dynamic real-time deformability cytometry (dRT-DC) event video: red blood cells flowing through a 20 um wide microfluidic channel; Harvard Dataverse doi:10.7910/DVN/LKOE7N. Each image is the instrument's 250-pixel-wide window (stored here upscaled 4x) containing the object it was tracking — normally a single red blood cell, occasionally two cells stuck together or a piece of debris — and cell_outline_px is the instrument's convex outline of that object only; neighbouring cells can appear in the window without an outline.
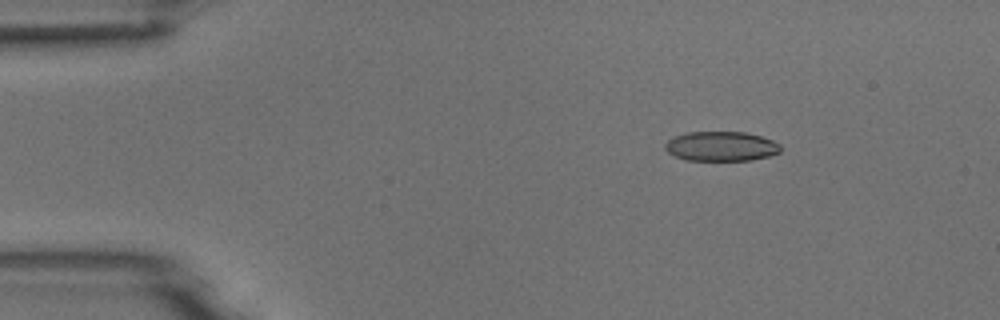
{"species": "common noctule bat (a hibernating species)", "species_latin": "Nyctalus noctula", "temperature_condition": "room temperature", "stored_images_in_passage": 2, "camera_frame_rate_fps": 3000, "um_per_image_px": 0.085, "animal": {"sex": "male", "body_mass_g": 18.8}, "frame": {"image": 1, "passage_image": 1, "time_ms": 0.0, "image_size_px": [1000, 320], "cell_outline_px": [[780, 152], [768, 156], [752, 160], [684, 160], [668, 152], [664, 148], [664, 144], [672, 136], [688, 132], [744, 132], [760, 136], [772, 140], [780, 144]], "centroid_in_image_um": [61.27, 12.43], "position_along_channel_um": 23.7, "area_um2": 19.94}}